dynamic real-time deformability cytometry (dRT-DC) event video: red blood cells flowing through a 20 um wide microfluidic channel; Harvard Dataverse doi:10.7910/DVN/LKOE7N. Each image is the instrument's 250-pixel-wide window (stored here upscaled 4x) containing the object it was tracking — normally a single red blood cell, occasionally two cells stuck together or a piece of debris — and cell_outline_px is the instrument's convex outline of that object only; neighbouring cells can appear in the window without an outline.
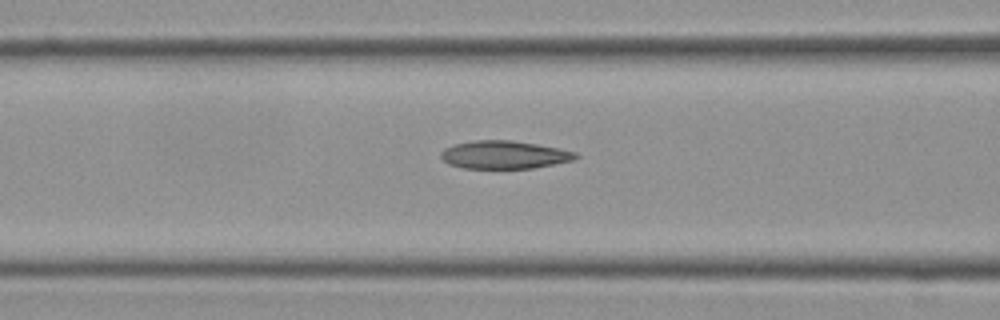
{"species": "Egyptian fruit bat (a non-hibernating species)", "species_latin": "Rousettus aegyptiacus", "temperature_condition": "cold", "stored_images_in_passage": 42, "camera_frame_rate_fps": 3000, "um_per_image_px": 0.085, "frame": {"image": 1, "passage_image": 18, "time_ms": 5.667, "image_size_px": [1000, 320], "cell_outline_px": [[580, 156], [572, 160], [532, 168], [464, 168], [448, 164], [440, 156], [440, 152], [444, 148], [456, 144], [476, 140], [512, 140], [560, 148], [576, 152]], "centroid_in_image_um": [42.85, 13.15], "position_along_channel_um": 123.7, "area_um2": 21.85}}
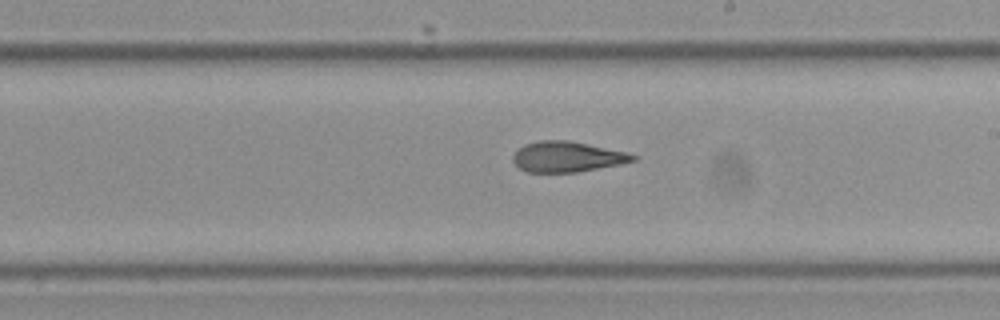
{"frame": {"image": 2, "passage_image": 28, "time_ms": 9.0, "image_size_px": [1000, 320], "cell_outline_px": [[636, 160], [620, 164], [576, 172], [528, 172], [520, 168], [512, 160], [512, 156], [524, 144], [540, 140], [568, 140], [628, 152], [636, 156]], "centroid_in_image_um": [48.21, 13.32], "position_along_channel_um": 240.8, "area_um2": 21.15}}
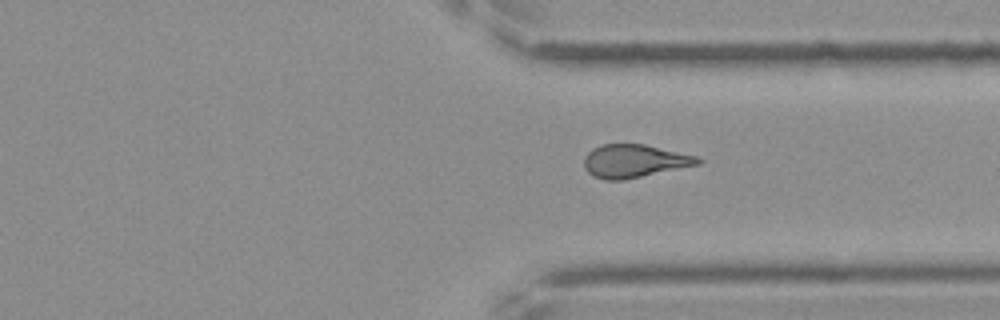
{"frame": {"image": 3, "passage_image": 38, "time_ms": 12.333, "image_size_px": [1000, 320], "cell_outline_px": [[704, 160], [700, 164], [624, 180], [604, 180], [592, 176], [584, 168], [584, 156], [592, 148], [604, 144], [644, 144], [696, 156]], "centroid_in_image_um": [53.89, 13.69], "position_along_channel_um": 357.5, "area_um2": 21.96}}